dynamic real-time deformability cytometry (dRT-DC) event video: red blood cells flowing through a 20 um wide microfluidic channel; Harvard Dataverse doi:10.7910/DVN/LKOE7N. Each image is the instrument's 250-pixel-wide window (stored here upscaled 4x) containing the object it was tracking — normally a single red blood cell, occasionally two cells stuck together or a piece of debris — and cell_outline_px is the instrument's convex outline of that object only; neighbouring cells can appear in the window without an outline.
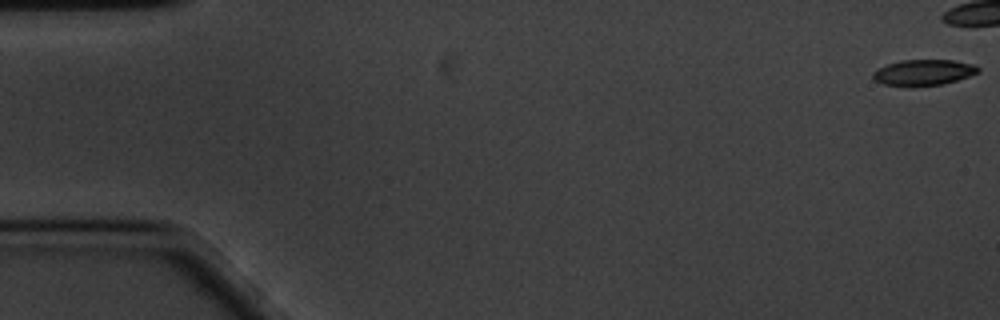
{"species": "common noctule bat (a hibernating species)", "species_latin": "Nyctalus noctula", "temperature_condition": "cold", "stored_images_in_passage": 47, "camera_frame_rate_fps": 3000, "um_per_image_px": 0.085, "animal": {"sex": "male", "body_mass_g": 20.1, "forearm_length_mm": 53.5}, "frame": {"image": 1, "passage_image": 1, "time_ms": 0.0, "image_size_px": [1000, 320], "cell_outline_px": [[980, 72], [944, 84], [884, 84], [876, 80], [872, 76], [872, 72], [888, 64], [900, 60], [952, 60], [972, 64], [980, 68]], "centroid_in_image_um": [78.54, 6.12], "position_along_channel_um": 6.5, "area_um2": 15.14}}
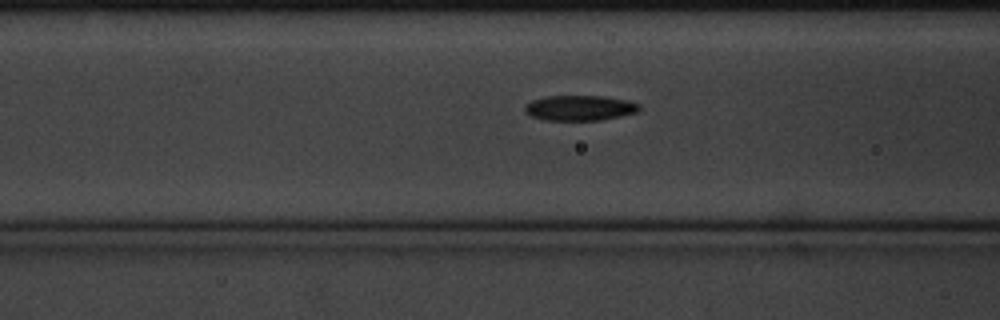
{"frame": {"image": 2, "passage_image": 23, "time_ms": 7.333, "image_size_px": [1000, 320], "cell_outline_px": [[640, 108], [636, 112], [620, 116], [600, 120], [544, 120], [532, 116], [524, 112], [524, 108], [532, 100], [548, 96], [604, 96], [624, 100], [640, 104]], "centroid_in_image_um": [49.26, 9.18], "position_along_channel_um": 117.3, "area_um2": 16.65}}
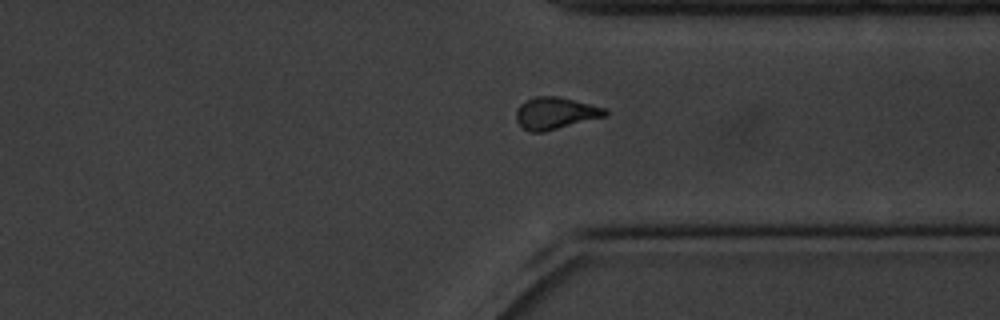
{"frame": {"image": 3, "passage_image": 45, "time_ms": 14.667, "image_size_px": [1000, 320], "cell_outline_px": [[608, 116], [544, 132], [528, 132], [516, 120], [516, 108], [520, 104], [536, 96], [556, 96], [604, 108], [608, 112]], "centroid_in_image_um": [47.19, 9.64], "position_along_channel_um": 364.2, "area_um2": 16.47}}